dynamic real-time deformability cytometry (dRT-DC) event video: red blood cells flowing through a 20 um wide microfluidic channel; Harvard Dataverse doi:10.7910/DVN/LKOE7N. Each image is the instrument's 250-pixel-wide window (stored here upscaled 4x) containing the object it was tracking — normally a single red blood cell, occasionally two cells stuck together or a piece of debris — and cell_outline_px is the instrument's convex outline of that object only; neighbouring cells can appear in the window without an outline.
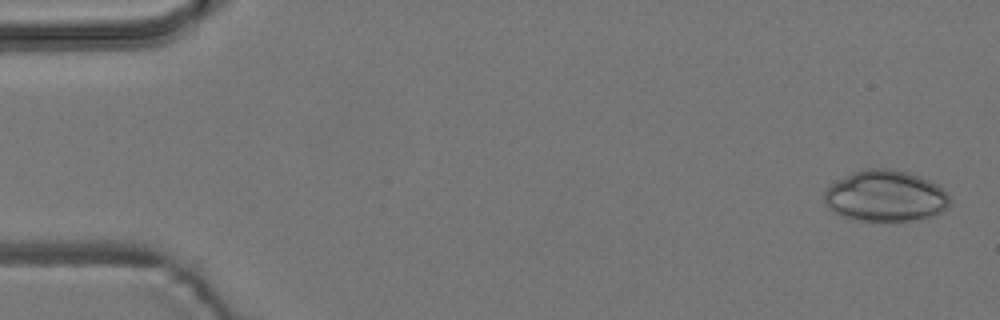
{"species": "common noctule bat (a hibernating species)", "species_latin": "Nyctalus noctula", "temperature_condition": "room temperature", "stored_images_in_passage": 5, "camera_frame_rate_fps": 3000, "um_per_image_px": 0.085, "animal": {"sex": "male", "body_mass_g": 19.2, "forearm_length_mm": 51.8}, "frame": {"image": 1, "passage_image": 1, "time_ms": 0.0, "image_size_px": [1000, 320], "cell_outline_px": [[948, 204], [944, 212], [936, 216], [908, 220], [860, 220], [844, 216], [828, 208], [824, 200], [824, 192], [836, 180], [852, 172], [864, 168], [892, 168], [908, 172], [920, 176], [936, 184], [948, 196]], "centroid_in_image_um": [75.25, 16.64], "position_along_channel_um": 9.7, "area_um2": 37.17}}